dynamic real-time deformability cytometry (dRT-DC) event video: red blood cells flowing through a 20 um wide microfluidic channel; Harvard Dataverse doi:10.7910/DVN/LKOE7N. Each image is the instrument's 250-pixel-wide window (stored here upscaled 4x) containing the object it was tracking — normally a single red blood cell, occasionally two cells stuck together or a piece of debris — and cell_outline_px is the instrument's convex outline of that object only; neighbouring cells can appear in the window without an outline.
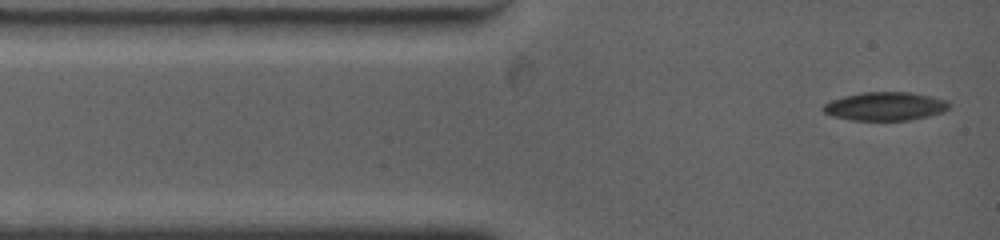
{"species": "common noctule bat (a hibernating species)", "species_latin": "Nyctalus noctula", "temperature_condition": "warm", "stored_images_in_passage": 48, "camera_frame_rate_fps": 4500, "um_per_image_px": 0.085, "animal": {"sex": "female", "body_mass_g": 19.0, "forearm_length_mm": 53.3}, "frame": {"image": 1, "passage_image": 1, "time_ms": 0.0, "image_size_px": [1000, 240], "cell_outline_px": [[948, 108], [940, 112], [928, 116], [908, 120], [852, 120], [832, 116], [824, 112], [824, 104], [832, 100], [844, 96], [860, 92], [908, 92], [932, 96], [948, 100]], "centroid_in_image_um": [75.23, 9.03], "position_along_channel_um": 9.8, "area_um2": 20.69}}
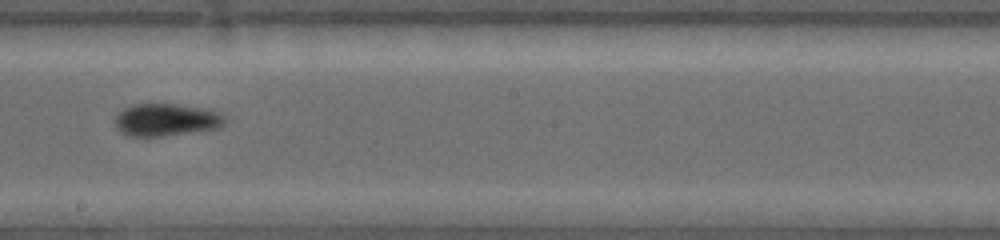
{"frame": {"image": 2, "passage_image": 22, "time_ms": 6.889, "image_size_px": [1000, 240], "cell_outline_px": [[224, 124], [220, 128], [160, 136], [128, 136], [120, 132], [116, 128], [116, 116], [124, 108], [132, 104], [172, 104], [204, 108], [220, 112], [224, 116]], "centroid_in_image_um": [14.12, 10.18], "position_along_channel_um": 234.1, "area_um2": 20.63}}
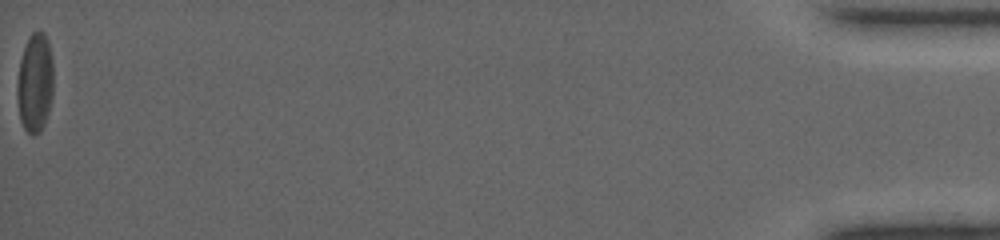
{"frame": {"image": 3, "passage_image": 48, "time_ms": 16.667, "image_size_px": [1000, 240], "cell_outline_px": [[52, 100], [44, 124], [40, 132], [32, 136], [24, 128], [20, 120], [16, 92], [16, 84], [20, 60], [24, 48], [32, 32], [44, 32], [48, 44], [52, 60]], "centroid_in_image_um": [2.95, 7.09], "position_along_channel_um": 432.2, "area_um2": 20.87}, "authors_computed_cell_mechanics": {"area_um2": 20.6635, "velocity_mm_per_s": 3.7865, "shape_relaxation_time_tau1_ms": null, "shape_relaxation_time_tau2_ms": 1.1284, "deformation_change_tau1": null, "deformation_change_tau2": 0.0571}}